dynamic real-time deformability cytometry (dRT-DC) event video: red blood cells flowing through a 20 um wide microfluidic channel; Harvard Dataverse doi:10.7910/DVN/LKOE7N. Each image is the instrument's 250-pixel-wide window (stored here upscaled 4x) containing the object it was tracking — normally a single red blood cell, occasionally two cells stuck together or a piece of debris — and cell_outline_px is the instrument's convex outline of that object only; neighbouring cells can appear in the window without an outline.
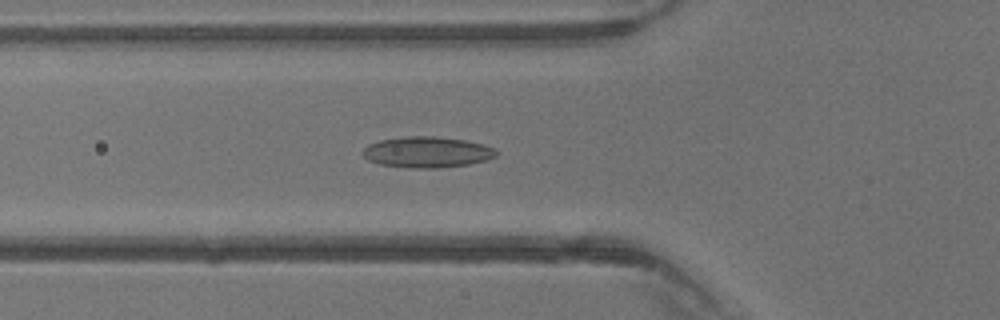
{"species": "common noctule bat (a hibernating species)", "species_latin": "Nyctalus noctula", "temperature_condition": "warm", "stored_images_in_passage": 18, "camera_frame_rate_fps": 3000, "um_per_image_px": 0.085, "animal": {"sex": "male", "body_mass_g": 13.3}, "frame": {"image": 1, "passage_image": 5, "time_ms": 1.333, "image_size_px": [1000, 320], "cell_outline_px": [[496, 156], [488, 160], [468, 164], [436, 168], [412, 168], [380, 164], [368, 160], [360, 152], [368, 144], [380, 140], [404, 136], [432, 136], [468, 140], [484, 144], [496, 148]], "centroid_in_image_um": [36.31, 12.92], "position_along_channel_um": 89.5, "area_um2": 24.22}}
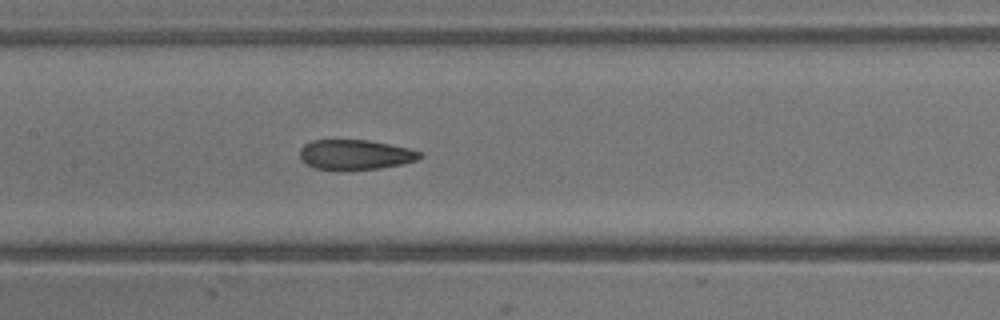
{"frame": {"image": 2, "passage_image": 10, "time_ms": 3.0, "image_size_px": [1000, 320], "cell_outline_px": [[424, 156], [416, 160], [404, 164], [380, 168], [316, 168], [300, 160], [300, 148], [304, 144], [312, 140], [368, 140], [408, 148], [420, 152]], "centroid_in_image_um": [30.21, 13.12], "position_along_channel_um": 177.2, "area_um2": 20.46}}
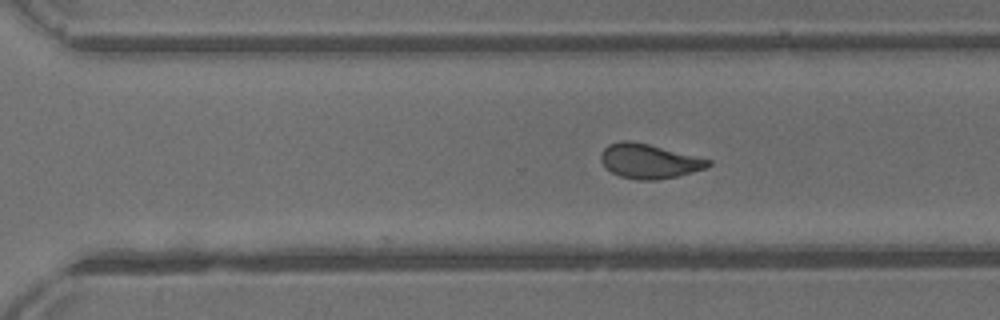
{"frame": {"image": 3, "passage_image": 18, "time_ms": 5.667, "image_size_px": [1000, 320], "cell_outline_px": [[712, 164], [704, 168], [692, 172], [676, 176], [656, 180], [636, 180], [620, 176], [612, 172], [600, 160], [600, 152], [608, 144], [620, 140], [632, 140], [712, 160]], "centroid_in_image_um": [55.14, 13.69], "position_along_channel_um": 315.5, "area_um2": 21.5}}